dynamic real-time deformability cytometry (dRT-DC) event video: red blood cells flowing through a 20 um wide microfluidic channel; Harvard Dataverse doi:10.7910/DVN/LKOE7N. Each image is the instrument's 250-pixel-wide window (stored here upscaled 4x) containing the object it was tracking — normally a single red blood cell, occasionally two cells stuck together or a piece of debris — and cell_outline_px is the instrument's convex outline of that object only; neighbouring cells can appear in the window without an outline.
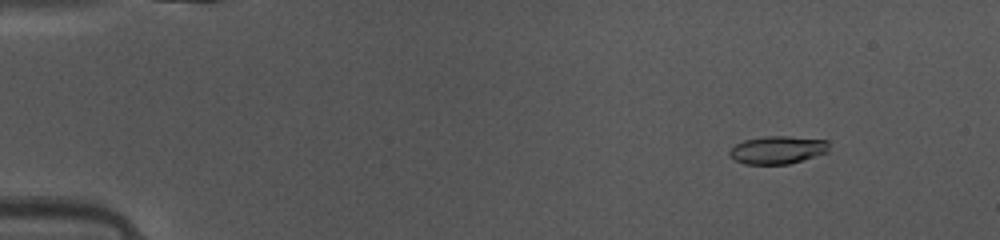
{"species": "common noctule bat (a hibernating species)", "species_latin": "Nyctalus noctula", "temperature_condition": "warm", "stored_images_in_passage": 48, "camera_frame_rate_fps": 3000, "um_per_image_px": 0.085, "animal": {"sex": "female", "body_mass_g": 10.0, "forearm_length_mm": 53.1}, "frame": {"image": 1, "passage_image": 6, "time_ms": 1.667, "image_size_px": [1000, 240], "cell_outline_px": [[828, 152], [788, 164], [744, 164], [736, 160], [728, 152], [736, 144], [744, 140], [768, 136], [788, 136], [828, 140]], "centroid_in_image_um": [66.11, 12.74], "position_along_channel_um": 18.9, "area_um2": 15.95}}
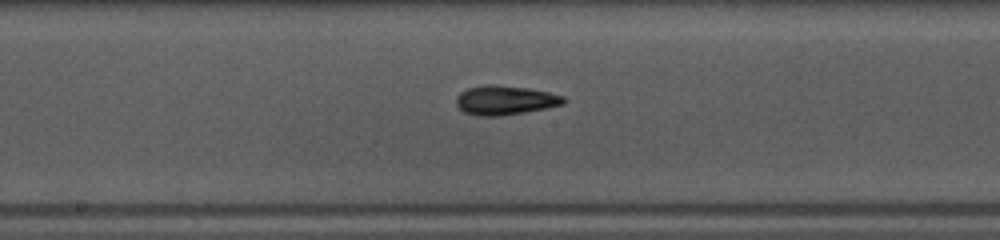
{"frame": {"image": 2, "passage_image": 26, "time_ms": 8.333, "image_size_px": [1000, 240], "cell_outline_px": [[568, 100], [564, 104], [524, 112], [500, 116], [480, 116], [464, 112], [456, 104], [456, 96], [460, 92], [468, 88], [484, 84], [492, 84], [528, 88], [548, 92], [564, 96]], "centroid_in_image_um": [42.92, 8.51], "position_along_channel_um": 205.3, "area_um2": 18.32}}
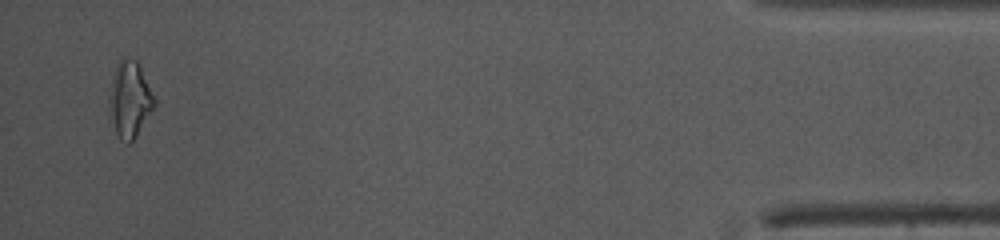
{"frame": {"image": 3, "passage_image": 47, "time_ms": 15.333, "image_size_px": [1000, 240], "cell_outline_px": [[156, 104], [136, 136], [128, 144], [120, 140], [116, 132], [108, 100], [112, 80], [116, 64], [120, 56], [128, 56], [136, 60], [140, 64], [156, 100]], "centroid_in_image_um": [11.04, 8.38], "position_along_channel_um": 424.2, "area_um2": 20.0}, "authors_computed_cell_mechanics": {"area_um2": 16.9354, "velocity_mm_per_s": 4.1843, "shape_relaxation_time_tau1_ms": 3.3404, "shape_relaxation_time_tau2_ms": null, "deformation_change_tau1": 0.1467, "deformation_change_tau2": null}}